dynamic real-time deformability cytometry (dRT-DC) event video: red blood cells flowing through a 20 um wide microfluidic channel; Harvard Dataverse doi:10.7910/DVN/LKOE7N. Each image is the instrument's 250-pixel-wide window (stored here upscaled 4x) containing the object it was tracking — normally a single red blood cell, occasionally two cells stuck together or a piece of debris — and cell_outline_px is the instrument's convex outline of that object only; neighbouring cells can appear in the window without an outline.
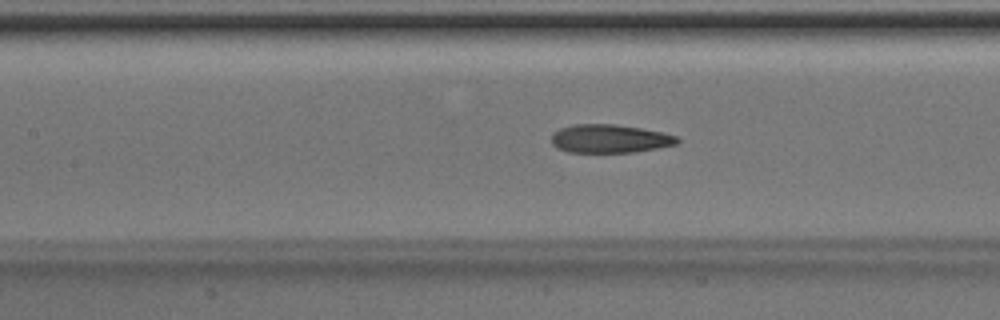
{"species": "Egyptian fruit bat (a non-hibernating species)", "species_latin": "Rousettus aegyptiacus", "temperature_condition": "room temperature", "stored_images_in_passage": 45, "camera_frame_rate_fps": 3000, "um_per_image_px": 0.085, "animal": {"sex": "male"}, "frame": {"image": 1, "passage_image": 22, "time_ms": 7.0, "image_size_px": [1000, 320], "cell_outline_px": [[680, 140], [676, 144], [656, 148], [632, 152], [568, 152], [556, 148], [552, 144], [552, 132], [560, 128], [572, 124], [612, 124], [640, 128], [660, 132], [676, 136]], "centroid_in_image_um": [51.76, 11.78], "position_along_channel_um": 155.6, "area_um2": 20.69}}
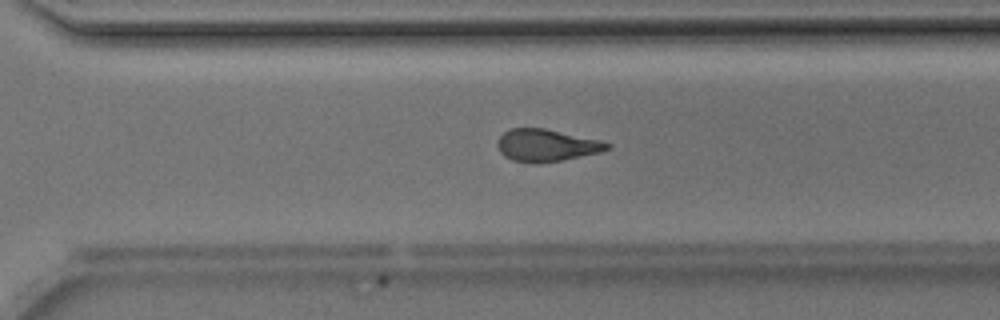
{"frame": {"image": 2, "passage_image": 34, "time_ms": 11.0, "image_size_px": [1000, 320], "cell_outline_px": [[612, 148], [600, 152], [564, 160], [540, 164], [532, 164], [512, 160], [504, 156], [500, 152], [496, 144], [500, 136], [508, 128], [544, 128], [600, 140], [612, 144]], "centroid_in_image_um": [46.44, 12.37], "position_along_channel_um": 324.2, "area_um2": 20.92}}
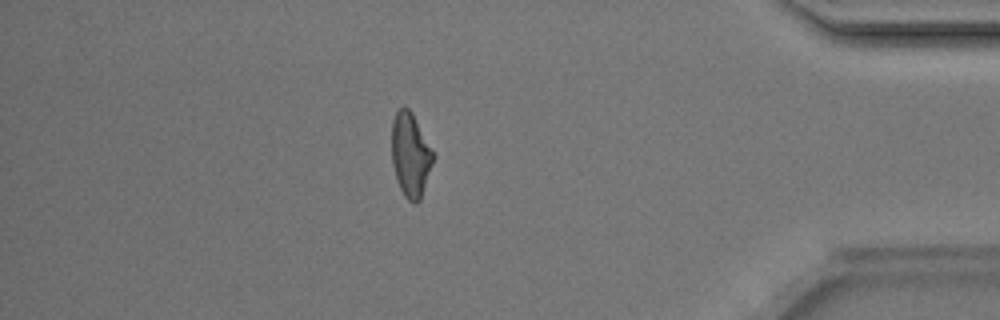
{"frame": {"image": 3, "passage_image": 42, "time_ms": 13.667, "image_size_px": [1000, 320], "cell_outline_px": [[432, 164], [420, 200], [416, 204], [412, 204], [404, 196], [396, 180], [392, 164], [392, 120], [396, 112], [404, 104], [412, 112], [432, 152]], "centroid_in_image_um": [34.85, 13.18], "position_along_channel_um": 400.4, "area_um2": 20.0}}